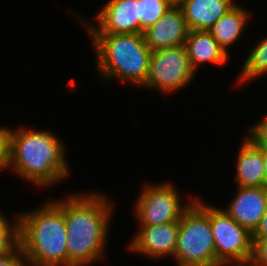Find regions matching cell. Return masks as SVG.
I'll use <instances>...</instances> for the list:
<instances>
[{
  "label": "cell",
  "instance_id": "obj_20",
  "mask_svg": "<svg viewBox=\"0 0 267 266\" xmlns=\"http://www.w3.org/2000/svg\"><path fill=\"white\" fill-rule=\"evenodd\" d=\"M253 254L248 266H267V238H252Z\"/></svg>",
  "mask_w": 267,
  "mask_h": 266
},
{
  "label": "cell",
  "instance_id": "obj_16",
  "mask_svg": "<svg viewBox=\"0 0 267 266\" xmlns=\"http://www.w3.org/2000/svg\"><path fill=\"white\" fill-rule=\"evenodd\" d=\"M249 13L239 5H235L226 14L220 17L208 29L213 38L227 52V47L232 45L241 36L248 22Z\"/></svg>",
  "mask_w": 267,
  "mask_h": 266
},
{
  "label": "cell",
  "instance_id": "obj_10",
  "mask_svg": "<svg viewBox=\"0 0 267 266\" xmlns=\"http://www.w3.org/2000/svg\"><path fill=\"white\" fill-rule=\"evenodd\" d=\"M128 246L130 250L152 258L174 257L177 247L179 222L160 225H140Z\"/></svg>",
  "mask_w": 267,
  "mask_h": 266
},
{
  "label": "cell",
  "instance_id": "obj_9",
  "mask_svg": "<svg viewBox=\"0 0 267 266\" xmlns=\"http://www.w3.org/2000/svg\"><path fill=\"white\" fill-rule=\"evenodd\" d=\"M96 19L97 27L83 22L88 33H139V0H109Z\"/></svg>",
  "mask_w": 267,
  "mask_h": 266
},
{
  "label": "cell",
  "instance_id": "obj_3",
  "mask_svg": "<svg viewBox=\"0 0 267 266\" xmlns=\"http://www.w3.org/2000/svg\"><path fill=\"white\" fill-rule=\"evenodd\" d=\"M64 200L19 215L20 246L31 266H68Z\"/></svg>",
  "mask_w": 267,
  "mask_h": 266
},
{
  "label": "cell",
  "instance_id": "obj_6",
  "mask_svg": "<svg viewBox=\"0 0 267 266\" xmlns=\"http://www.w3.org/2000/svg\"><path fill=\"white\" fill-rule=\"evenodd\" d=\"M216 263L219 266L237 263L248 266L253 254L252 233L239 225L223 209L210 206Z\"/></svg>",
  "mask_w": 267,
  "mask_h": 266
},
{
  "label": "cell",
  "instance_id": "obj_19",
  "mask_svg": "<svg viewBox=\"0 0 267 266\" xmlns=\"http://www.w3.org/2000/svg\"><path fill=\"white\" fill-rule=\"evenodd\" d=\"M12 224L0 212V256L11 253L20 245L19 214H17L16 220Z\"/></svg>",
  "mask_w": 267,
  "mask_h": 266
},
{
  "label": "cell",
  "instance_id": "obj_14",
  "mask_svg": "<svg viewBox=\"0 0 267 266\" xmlns=\"http://www.w3.org/2000/svg\"><path fill=\"white\" fill-rule=\"evenodd\" d=\"M240 147L234 178L237 186L266 187L261 148L247 137Z\"/></svg>",
  "mask_w": 267,
  "mask_h": 266
},
{
  "label": "cell",
  "instance_id": "obj_23",
  "mask_svg": "<svg viewBox=\"0 0 267 266\" xmlns=\"http://www.w3.org/2000/svg\"><path fill=\"white\" fill-rule=\"evenodd\" d=\"M8 166V128L0 127V169Z\"/></svg>",
  "mask_w": 267,
  "mask_h": 266
},
{
  "label": "cell",
  "instance_id": "obj_21",
  "mask_svg": "<svg viewBox=\"0 0 267 266\" xmlns=\"http://www.w3.org/2000/svg\"><path fill=\"white\" fill-rule=\"evenodd\" d=\"M249 132V138L256 146L267 148V116L261 122L252 126Z\"/></svg>",
  "mask_w": 267,
  "mask_h": 266
},
{
  "label": "cell",
  "instance_id": "obj_18",
  "mask_svg": "<svg viewBox=\"0 0 267 266\" xmlns=\"http://www.w3.org/2000/svg\"><path fill=\"white\" fill-rule=\"evenodd\" d=\"M173 6L168 0H139V33H144Z\"/></svg>",
  "mask_w": 267,
  "mask_h": 266
},
{
  "label": "cell",
  "instance_id": "obj_13",
  "mask_svg": "<svg viewBox=\"0 0 267 266\" xmlns=\"http://www.w3.org/2000/svg\"><path fill=\"white\" fill-rule=\"evenodd\" d=\"M235 5L233 0H183L179 4L190 30H208Z\"/></svg>",
  "mask_w": 267,
  "mask_h": 266
},
{
  "label": "cell",
  "instance_id": "obj_7",
  "mask_svg": "<svg viewBox=\"0 0 267 266\" xmlns=\"http://www.w3.org/2000/svg\"><path fill=\"white\" fill-rule=\"evenodd\" d=\"M194 74L185 46L168 47L152 51L143 86L168 93L185 87Z\"/></svg>",
  "mask_w": 267,
  "mask_h": 266
},
{
  "label": "cell",
  "instance_id": "obj_5",
  "mask_svg": "<svg viewBox=\"0 0 267 266\" xmlns=\"http://www.w3.org/2000/svg\"><path fill=\"white\" fill-rule=\"evenodd\" d=\"M174 258L178 266H219L210 225V206L193 200L183 212Z\"/></svg>",
  "mask_w": 267,
  "mask_h": 266
},
{
  "label": "cell",
  "instance_id": "obj_25",
  "mask_svg": "<svg viewBox=\"0 0 267 266\" xmlns=\"http://www.w3.org/2000/svg\"><path fill=\"white\" fill-rule=\"evenodd\" d=\"M263 162H264V173H265V180H266V187H267V148H261Z\"/></svg>",
  "mask_w": 267,
  "mask_h": 266
},
{
  "label": "cell",
  "instance_id": "obj_15",
  "mask_svg": "<svg viewBox=\"0 0 267 266\" xmlns=\"http://www.w3.org/2000/svg\"><path fill=\"white\" fill-rule=\"evenodd\" d=\"M184 46L194 71L201 63L212 62L221 65L228 60V52L208 30H190Z\"/></svg>",
  "mask_w": 267,
  "mask_h": 266
},
{
  "label": "cell",
  "instance_id": "obj_26",
  "mask_svg": "<svg viewBox=\"0 0 267 266\" xmlns=\"http://www.w3.org/2000/svg\"><path fill=\"white\" fill-rule=\"evenodd\" d=\"M172 5H179L183 0H168Z\"/></svg>",
  "mask_w": 267,
  "mask_h": 266
},
{
  "label": "cell",
  "instance_id": "obj_2",
  "mask_svg": "<svg viewBox=\"0 0 267 266\" xmlns=\"http://www.w3.org/2000/svg\"><path fill=\"white\" fill-rule=\"evenodd\" d=\"M17 129H8V168L40 187L67 177L65 147L53 132Z\"/></svg>",
  "mask_w": 267,
  "mask_h": 266
},
{
  "label": "cell",
  "instance_id": "obj_11",
  "mask_svg": "<svg viewBox=\"0 0 267 266\" xmlns=\"http://www.w3.org/2000/svg\"><path fill=\"white\" fill-rule=\"evenodd\" d=\"M189 27L179 5L171 6L155 24L144 30L147 46L151 51L185 44Z\"/></svg>",
  "mask_w": 267,
  "mask_h": 266
},
{
  "label": "cell",
  "instance_id": "obj_1",
  "mask_svg": "<svg viewBox=\"0 0 267 266\" xmlns=\"http://www.w3.org/2000/svg\"><path fill=\"white\" fill-rule=\"evenodd\" d=\"M98 193L73 194L64 200L68 266L102 259L113 205Z\"/></svg>",
  "mask_w": 267,
  "mask_h": 266
},
{
  "label": "cell",
  "instance_id": "obj_12",
  "mask_svg": "<svg viewBox=\"0 0 267 266\" xmlns=\"http://www.w3.org/2000/svg\"><path fill=\"white\" fill-rule=\"evenodd\" d=\"M224 211L251 233L258 227L267 210V187H240Z\"/></svg>",
  "mask_w": 267,
  "mask_h": 266
},
{
  "label": "cell",
  "instance_id": "obj_22",
  "mask_svg": "<svg viewBox=\"0 0 267 266\" xmlns=\"http://www.w3.org/2000/svg\"><path fill=\"white\" fill-rule=\"evenodd\" d=\"M31 264L27 260L24 252L19 245L11 253L0 256V266H30Z\"/></svg>",
  "mask_w": 267,
  "mask_h": 266
},
{
  "label": "cell",
  "instance_id": "obj_24",
  "mask_svg": "<svg viewBox=\"0 0 267 266\" xmlns=\"http://www.w3.org/2000/svg\"><path fill=\"white\" fill-rule=\"evenodd\" d=\"M252 238H267V210L260 220L258 227L252 233Z\"/></svg>",
  "mask_w": 267,
  "mask_h": 266
},
{
  "label": "cell",
  "instance_id": "obj_8",
  "mask_svg": "<svg viewBox=\"0 0 267 266\" xmlns=\"http://www.w3.org/2000/svg\"><path fill=\"white\" fill-rule=\"evenodd\" d=\"M179 194L171 183L147 185L136 203L139 225H160L179 222L183 212L191 203L183 207Z\"/></svg>",
  "mask_w": 267,
  "mask_h": 266
},
{
  "label": "cell",
  "instance_id": "obj_4",
  "mask_svg": "<svg viewBox=\"0 0 267 266\" xmlns=\"http://www.w3.org/2000/svg\"><path fill=\"white\" fill-rule=\"evenodd\" d=\"M103 79L118 78L142 86L146 83L152 51L143 33H89Z\"/></svg>",
  "mask_w": 267,
  "mask_h": 266
},
{
  "label": "cell",
  "instance_id": "obj_17",
  "mask_svg": "<svg viewBox=\"0 0 267 266\" xmlns=\"http://www.w3.org/2000/svg\"><path fill=\"white\" fill-rule=\"evenodd\" d=\"M240 74L238 84L267 74V37L250 51Z\"/></svg>",
  "mask_w": 267,
  "mask_h": 266
}]
</instances>
